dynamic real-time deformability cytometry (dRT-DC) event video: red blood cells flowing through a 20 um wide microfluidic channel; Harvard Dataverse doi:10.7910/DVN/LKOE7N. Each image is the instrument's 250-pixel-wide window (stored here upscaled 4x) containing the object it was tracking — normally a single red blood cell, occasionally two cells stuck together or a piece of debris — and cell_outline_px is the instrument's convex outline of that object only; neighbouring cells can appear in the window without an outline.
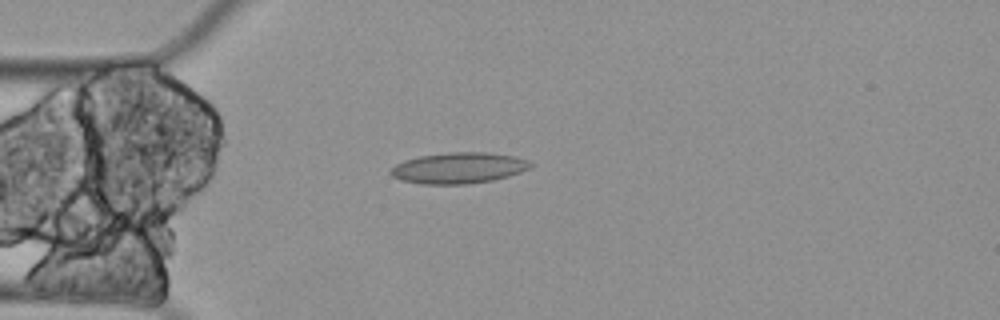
{"species": "Egyptian fruit bat (a non-hibernating species)", "species_latin": "Rousettus aegyptiacus", "temperature_condition": "cold", "stored_images_in_passage": 5, "camera_frame_rate_fps": 3000, "um_per_image_px": 0.085, "animal": {"sex": "female"}, "frame": {"image": 1, "passage_image": 4, "time_ms": 1.0, "image_size_px": [1000, 320], "cell_outline_px": [[532, 168], [508, 176], [492, 180], [464, 184], [424, 184], [404, 180], [392, 176], [388, 172], [396, 164], [404, 160], [420, 156], [448, 152], [488, 152], [516, 156], [528, 160], [532, 164]], "centroid_in_image_um": [39.01, 14.26], "position_along_channel_um": 46.0, "area_um2": 25.2}}